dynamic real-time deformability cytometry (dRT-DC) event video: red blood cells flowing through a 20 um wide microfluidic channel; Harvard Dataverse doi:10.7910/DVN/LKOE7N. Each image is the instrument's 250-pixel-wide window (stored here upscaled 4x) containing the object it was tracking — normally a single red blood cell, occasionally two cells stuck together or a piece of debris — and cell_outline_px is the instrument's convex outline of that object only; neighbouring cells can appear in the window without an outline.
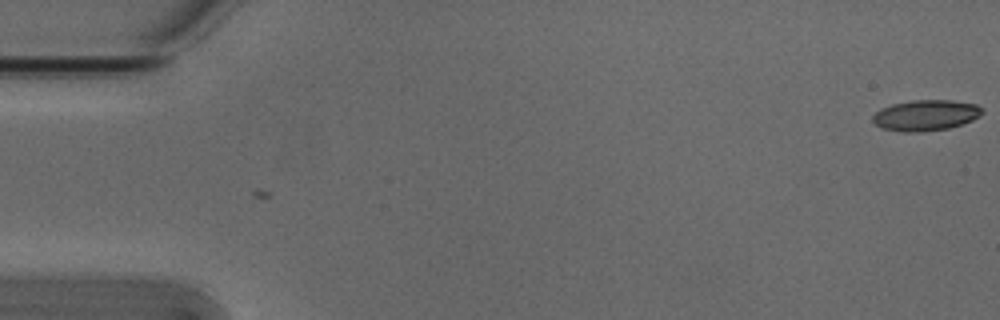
{"species": "Egyptian fruit bat (a non-hibernating species)", "species_latin": "Rousettus aegyptiacus", "temperature_condition": "cold", "stored_images_in_passage": 2, "camera_frame_rate_fps": 3000, "um_per_image_px": 0.085, "animal": {"sex": "male"}, "frame": {"image": 1, "passage_image": 2, "time_ms": 0.333, "image_size_px": [1000, 320], "cell_outline_px": [[984, 112], [980, 116], [972, 120], [948, 128], [920, 132], [904, 132], [884, 128], [876, 124], [872, 120], [872, 116], [880, 108], [892, 104], [912, 100], [952, 100], [976, 104], [984, 108]], "centroid_in_image_um": [78.71, 9.78], "position_along_channel_um": 6.3, "area_um2": 19.65}}